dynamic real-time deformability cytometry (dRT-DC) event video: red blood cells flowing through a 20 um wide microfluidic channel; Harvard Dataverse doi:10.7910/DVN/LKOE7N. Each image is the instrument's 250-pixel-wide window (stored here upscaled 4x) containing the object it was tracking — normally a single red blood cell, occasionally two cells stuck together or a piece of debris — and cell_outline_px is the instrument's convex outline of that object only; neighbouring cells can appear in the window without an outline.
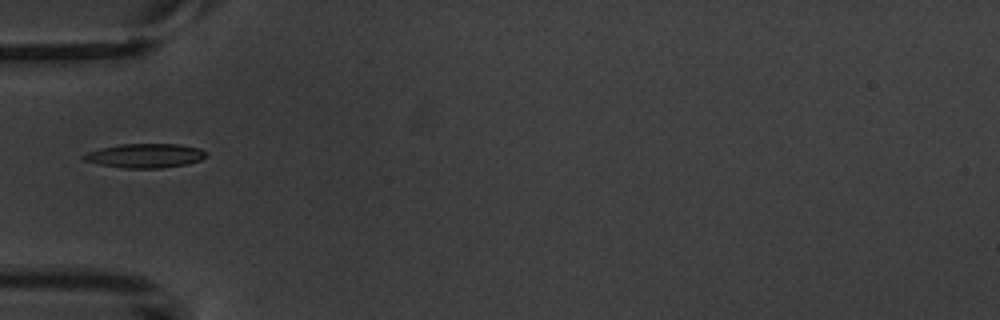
{"species": "common noctule bat (a hibernating species)", "species_latin": "Nyctalus noctula", "temperature_condition": "warm", "stored_images_in_passage": 5, "camera_frame_rate_fps": 3000, "um_per_image_px": 0.085, "animal": {"sex": "male", "body_mass_g": 20.1, "forearm_length_mm": 53.5}, "frame": {"image": 1, "passage_image": 5, "time_ms": 5.0, "image_size_px": [1000, 320], "cell_outline_px": [[204, 156], [200, 160], [184, 164], [160, 168], [124, 168], [100, 164], [84, 160], [80, 156], [88, 152], [100, 148], [120, 144], [176, 144], [200, 148], [204, 152]], "centroid_in_image_um": [12.28, 13.23], "position_along_channel_um": 72.7, "area_um2": 16.94}}